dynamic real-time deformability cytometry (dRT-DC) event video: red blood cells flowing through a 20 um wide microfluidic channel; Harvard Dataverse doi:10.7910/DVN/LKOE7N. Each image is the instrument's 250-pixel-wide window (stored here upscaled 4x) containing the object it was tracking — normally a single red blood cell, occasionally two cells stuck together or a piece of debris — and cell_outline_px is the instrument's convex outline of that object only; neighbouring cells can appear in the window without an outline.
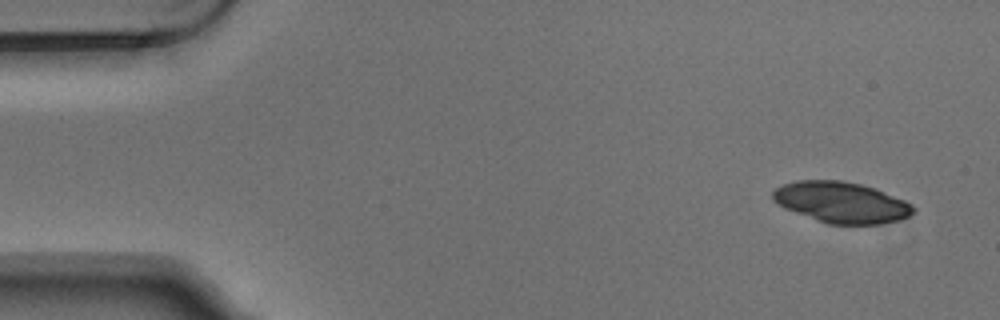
{"species": "Egyptian fruit bat (a non-hibernating species)", "species_latin": "Rousettus aegyptiacus", "temperature_condition": "warm", "stored_images_in_passage": 3, "camera_frame_rate_fps": 3000, "um_per_image_px": 0.085, "animal": {"sex": "male"}, "frame": {"image": 1, "passage_image": 1, "time_ms": 0.0, "image_size_px": [1000, 320], "cell_outline_px": [[916, 212], [908, 216], [896, 220], [876, 224], [828, 224], [784, 208], [772, 200], [772, 192], [776, 188], [784, 184], [796, 180], [840, 180], [860, 184], [876, 188], [904, 200], [912, 204], [916, 208]], "centroid_in_image_um": [71.51, 17.19], "position_along_channel_um": 13.5, "area_um2": 33.47}}